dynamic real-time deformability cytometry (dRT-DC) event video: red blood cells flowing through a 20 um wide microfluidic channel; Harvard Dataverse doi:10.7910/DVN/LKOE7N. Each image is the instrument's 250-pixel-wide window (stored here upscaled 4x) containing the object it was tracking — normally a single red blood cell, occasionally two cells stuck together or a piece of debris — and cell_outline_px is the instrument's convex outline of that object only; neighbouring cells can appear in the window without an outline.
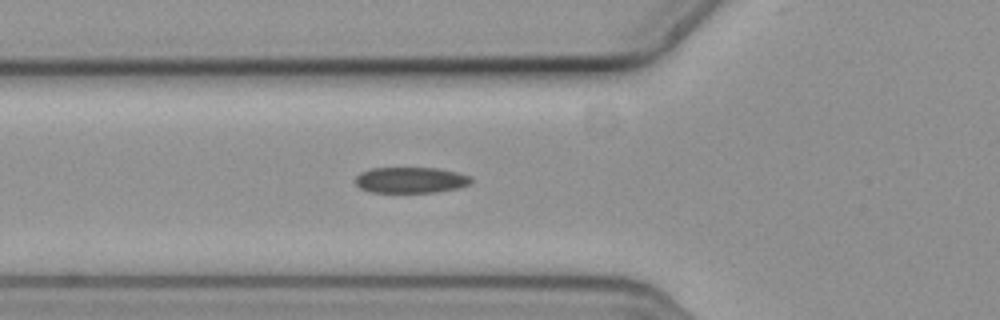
{"species": "common noctule bat (a hibernating species)", "species_latin": "Nyctalus noctula", "temperature_condition": "cold", "stored_images_in_passage": 38, "camera_frame_rate_fps": 3000, "um_per_image_px": 0.085, "animal": {"sex": "female", "body_mass_g": 19.3, "forearm_length_mm": 54.1}, "frame": {"image": 1, "passage_image": 2, "time_ms": 0.333, "image_size_px": [1000, 320], "cell_outline_px": [[472, 180], [468, 184], [460, 188], [436, 192], [368, 192], [360, 188], [356, 184], [356, 176], [360, 172], [372, 168], [436, 168], [456, 172], [472, 176]], "centroid_in_image_um": [34.91, 15.31], "position_along_channel_um": 90.9, "area_um2": 17.51}}
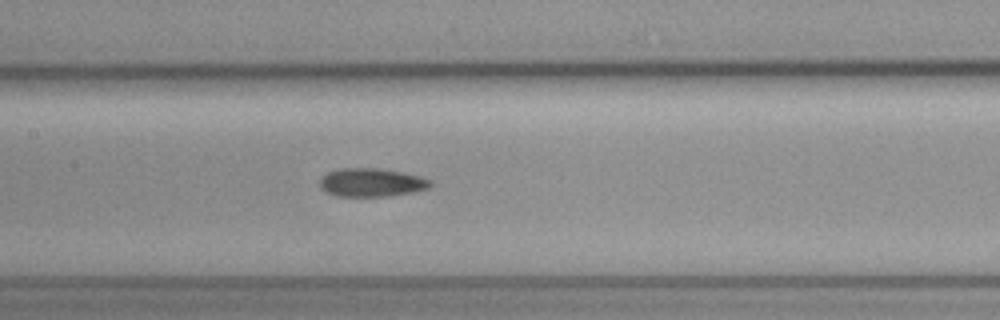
{"frame": {"image": 2, "passage_image": 9, "time_ms": 2.667, "image_size_px": [1000, 320], "cell_outline_px": [[432, 184], [428, 188], [416, 192], [392, 196], [336, 196], [324, 192], [320, 188], [320, 180], [328, 172], [340, 168], [376, 168], [404, 172], [420, 176], [432, 180]], "centroid_in_image_um": [31.6, 15.52], "position_along_channel_um": 175.8, "area_um2": 18.55}}
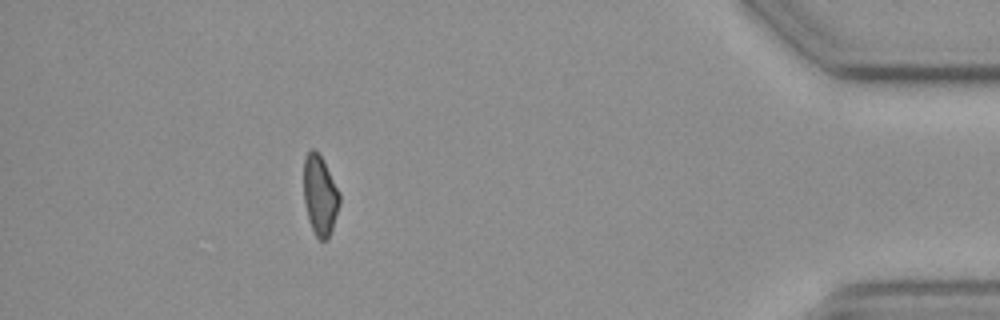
{"frame": {"image": 3, "passage_image": 33, "time_ms": 10.667, "image_size_px": [1000, 320], "cell_outline_px": [[340, 204], [328, 240], [320, 240], [316, 236], [308, 220], [304, 200], [304, 156], [312, 148], [320, 156], [340, 192]], "centroid_in_image_um": [27.19, 16.63], "position_along_channel_um": 408.0, "area_um2": 16.53}}